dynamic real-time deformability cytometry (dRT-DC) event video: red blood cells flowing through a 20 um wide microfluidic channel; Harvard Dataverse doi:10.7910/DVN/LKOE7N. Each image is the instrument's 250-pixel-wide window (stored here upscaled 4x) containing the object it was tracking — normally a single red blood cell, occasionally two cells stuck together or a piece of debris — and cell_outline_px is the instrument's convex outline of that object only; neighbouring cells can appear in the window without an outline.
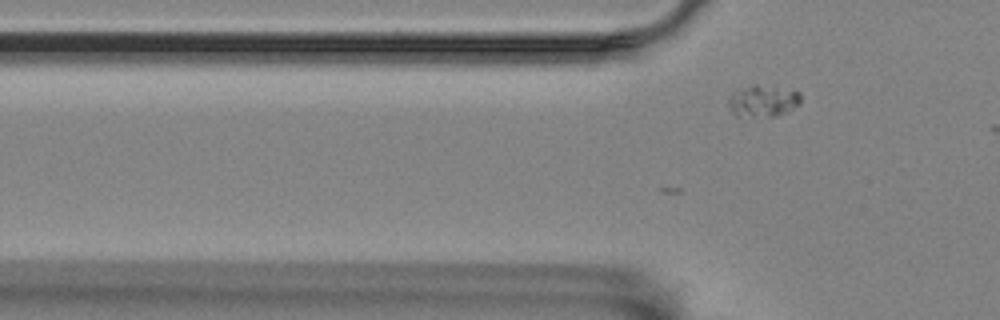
{"species": "Egyptian fruit bat (a non-hibernating species)", "species_latin": "Rousettus aegyptiacus", "temperature_condition": "room temperature", "stored_images_in_passage": 11, "camera_frame_rate_fps": 3000, "um_per_image_px": 0.085, "animal": {"sex": "female"}, "frame": {"image": 1, "passage_image": 10, "time_ms": 3.0, "image_size_px": [1000, 320], "cell_outline_px": [[800, 104], [788, 112], [776, 116], [736, 116], [732, 112], [728, 104], [728, 100], [732, 92], [740, 88], [752, 84], [756, 84], [800, 92]], "centroid_in_image_um": [64.83, 8.58], "position_along_channel_um": 61.0, "area_um2": 13.35}}